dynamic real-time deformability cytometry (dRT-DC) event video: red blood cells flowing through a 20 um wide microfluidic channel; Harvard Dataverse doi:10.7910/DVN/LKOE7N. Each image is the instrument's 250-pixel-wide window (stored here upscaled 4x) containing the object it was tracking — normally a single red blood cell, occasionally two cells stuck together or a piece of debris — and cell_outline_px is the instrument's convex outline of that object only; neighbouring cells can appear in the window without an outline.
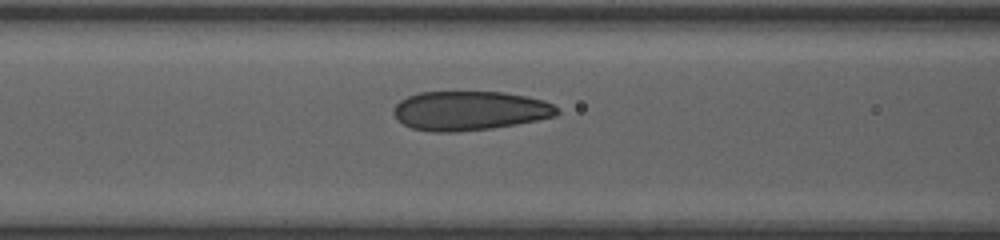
{"species": "human", "species_latin": "Homo sapiens", "temperature_condition": "room temperature", "stored_images_in_passage": 39, "camera_frame_rate_fps": 3000, "um_per_image_px": 0.085, "donor": {"sex": "female"}, "frame": {"image": 1, "passage_image": 17, "time_ms": 5.333, "image_size_px": [1000, 240], "cell_outline_px": [[560, 112], [556, 116], [516, 124], [492, 128], [456, 132], [432, 132], [412, 128], [404, 124], [392, 112], [392, 108], [400, 100], [408, 96], [420, 92], [504, 92], [528, 96], [544, 100], [560, 108]], "centroid_in_image_um": [39.95, 9.4], "position_along_channel_um": 126.7, "area_um2": 37.51}}
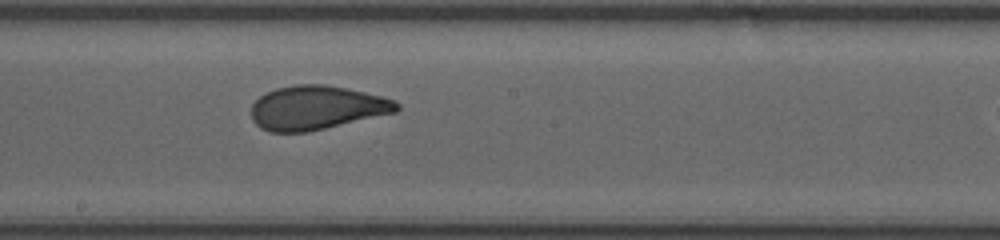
{"frame": {"image": 2, "passage_image": 24, "time_ms": 7.667, "image_size_px": [1000, 240], "cell_outline_px": [[400, 108], [396, 112], [308, 132], [272, 132], [260, 128], [252, 120], [252, 104], [260, 96], [276, 88], [296, 84], [324, 84], [384, 96], [396, 100], [400, 104]], "centroid_in_image_um": [26.93, 9.15], "position_along_channel_um": 221.3, "area_um2": 37.22}}
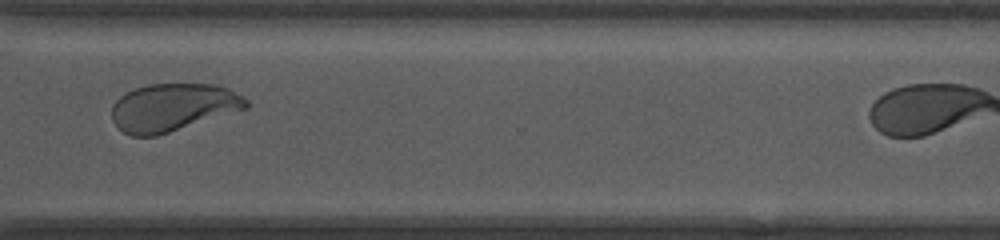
{"frame": {"image": 3, "passage_image": 34, "time_ms": 11.0, "image_size_px": [1000, 240], "cell_outline_px": [[248, 108], [156, 136], [132, 136], [124, 132], [112, 120], [112, 104], [120, 96], [136, 88], [148, 84], [216, 84], [228, 88], [248, 100]], "centroid_in_image_um": [14.69, 9.12], "position_along_channel_um": 355.9, "area_um2": 37.17}}